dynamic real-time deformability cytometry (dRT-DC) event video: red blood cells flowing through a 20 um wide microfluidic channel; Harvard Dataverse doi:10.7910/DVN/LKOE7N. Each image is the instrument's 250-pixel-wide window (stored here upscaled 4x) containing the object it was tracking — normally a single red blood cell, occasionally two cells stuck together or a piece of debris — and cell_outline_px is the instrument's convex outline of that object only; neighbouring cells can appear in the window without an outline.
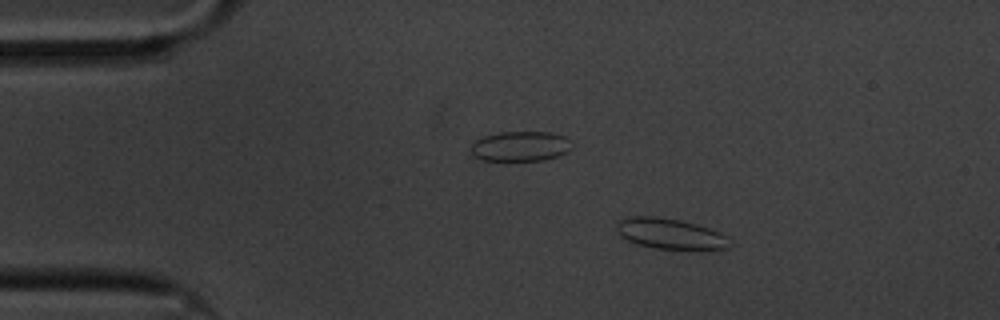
{"species": "common noctule bat (a hibernating species)", "species_latin": "Nyctalus noctula", "temperature_condition": "cold", "stored_images_in_passage": 58, "camera_frame_rate_fps": 3000, "um_per_image_px": 0.085, "animal": {"sex": "male", "body_mass_g": 20.1, "forearm_length_mm": 53.5}, "frame": {"image": 1, "passage_image": 9, "time_ms": 2.667, "image_size_px": [1000, 320], "cell_outline_px": [[732, 244], [728, 248], [712, 252], [692, 252], [652, 248], [636, 244], [620, 236], [616, 228], [620, 220], [636, 216], [656, 216], [680, 220], [696, 224], [720, 232], [728, 236]], "centroid_in_image_um": [57.1, 19.95], "position_along_channel_um": 27.9, "area_um2": 21.21}}
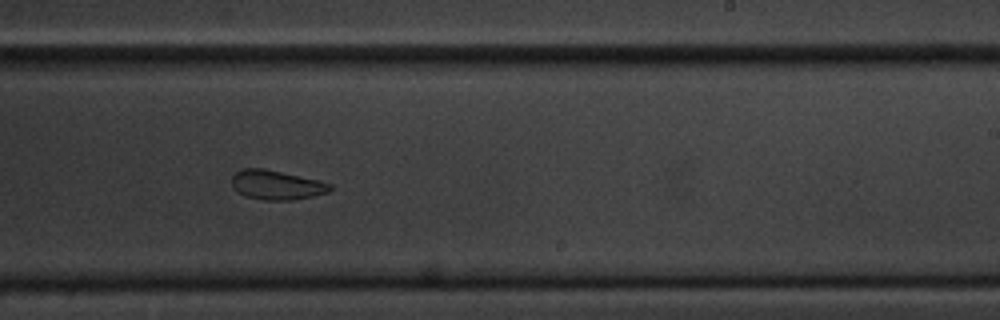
{"frame": {"image": 2, "passage_image": 35, "time_ms": 11.333, "image_size_px": [1000, 320], "cell_outline_px": [[332, 188], [328, 192], [312, 196], [292, 200], [264, 200], [244, 196], [236, 192], [232, 184], [232, 176], [236, 172], [244, 168], [264, 168], [320, 180], [332, 184]], "centroid_in_image_um": [23.5, 15.72], "position_along_channel_um": 265.5, "area_um2": 16.94}}
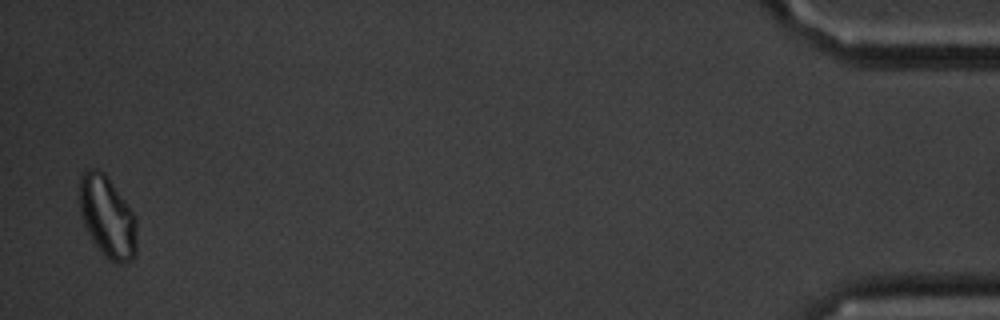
{"frame": {"image": 3, "passage_image": 57, "time_ms": 18.667, "image_size_px": [1000, 320], "cell_outline_px": [[136, 256], [132, 260], [120, 264], [116, 264], [108, 260], [100, 252], [92, 240], [80, 216], [80, 176], [88, 168], [96, 168], [104, 172], [108, 176], [132, 212], [136, 220]], "centroid_in_image_um": [9.12, 18.46], "position_along_channel_um": 426.1, "area_um2": 27.34}, "authors_computed_cell_mechanics": {"area_um2": 19.2474, "velocity_mm_per_s": 3.3788, "shape_relaxation_time_tau1_ms": 6.8251, "shape_relaxation_time_tau2_ms": 2.1999, "deformation_change_tau1": 0.0737, "deformation_change_tau2": 0.0668}}